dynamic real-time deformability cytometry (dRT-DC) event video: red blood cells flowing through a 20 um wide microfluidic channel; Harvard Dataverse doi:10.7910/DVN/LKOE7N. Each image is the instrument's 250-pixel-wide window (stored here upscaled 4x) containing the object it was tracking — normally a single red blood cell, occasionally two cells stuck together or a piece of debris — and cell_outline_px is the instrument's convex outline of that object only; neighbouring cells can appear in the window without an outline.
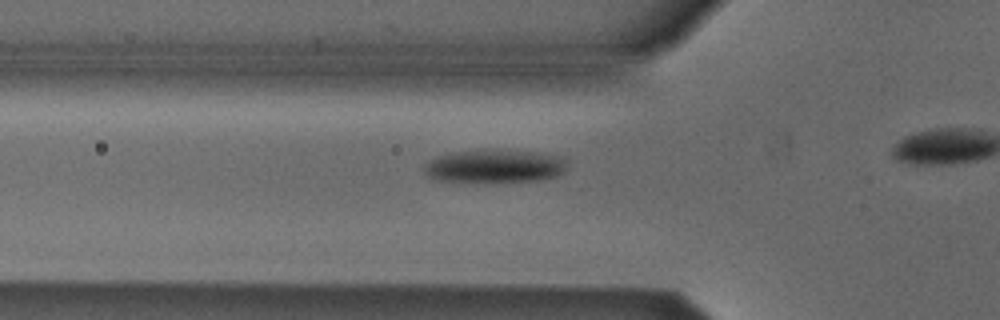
{"species": "Egyptian fruit bat (a non-hibernating species)", "species_latin": "Rousettus aegyptiacus", "temperature_condition": "cold", "stored_images_in_passage": 17, "camera_frame_rate_fps": 3000, "um_per_image_px": 0.085, "animal": {"sex": "male"}, "frame": {"image": 1, "passage_image": 12, "time_ms": 3.667, "image_size_px": [1000, 320], "cell_outline_px": [[564, 172], [556, 176], [536, 180], [436, 180], [428, 176], [420, 168], [424, 164], [440, 156], [460, 152], [532, 152], [556, 156], [564, 160]], "centroid_in_image_um": [42.0, 14.14], "position_along_channel_um": 83.8, "area_um2": 25.61}}
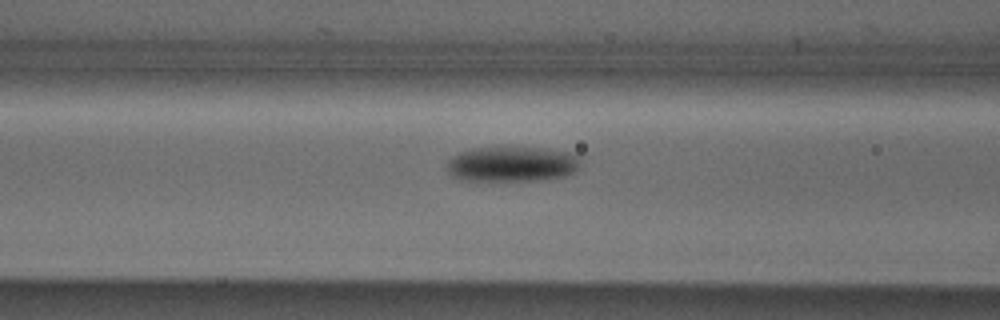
{"frame": {"image": 2, "passage_image": 15, "time_ms": 4.667, "image_size_px": [1000, 320], "cell_outline_px": [[576, 168], [572, 172], [564, 176], [536, 180], [460, 180], [452, 176], [448, 172], [448, 160], [452, 156], [460, 152], [472, 148], [544, 148], [568, 152], [576, 156]], "centroid_in_image_um": [43.43, 13.95], "position_along_channel_um": 123.2, "area_um2": 26.76}}